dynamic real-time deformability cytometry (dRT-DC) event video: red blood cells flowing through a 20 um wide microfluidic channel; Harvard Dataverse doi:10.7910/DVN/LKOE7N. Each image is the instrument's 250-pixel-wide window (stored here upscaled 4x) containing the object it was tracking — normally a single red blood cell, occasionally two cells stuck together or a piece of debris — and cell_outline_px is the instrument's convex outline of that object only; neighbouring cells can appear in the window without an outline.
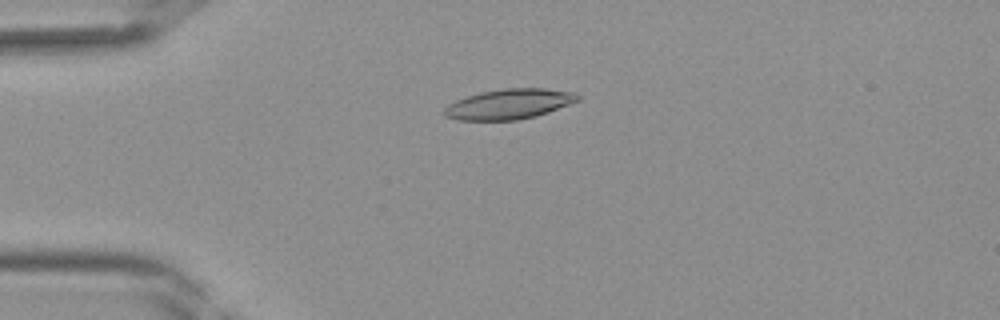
{"species": "Egyptian fruit bat (a non-hibernating species)", "species_latin": "Rousettus aegyptiacus", "temperature_condition": "room temperature", "stored_images_in_passage": 37, "camera_frame_rate_fps": 3000, "um_per_image_px": 0.085, "frame": {"image": 1, "passage_image": 6, "time_ms": 1.667, "image_size_px": [1000, 320], "cell_outline_px": [[580, 100], [548, 112], [536, 116], [516, 120], [456, 120], [444, 116], [444, 108], [448, 104], [456, 100], [480, 92], [504, 88], [544, 88], [576, 92], [580, 96]], "centroid_in_image_um": [43.28, 8.84], "position_along_channel_um": 41.7, "area_um2": 23.52}}
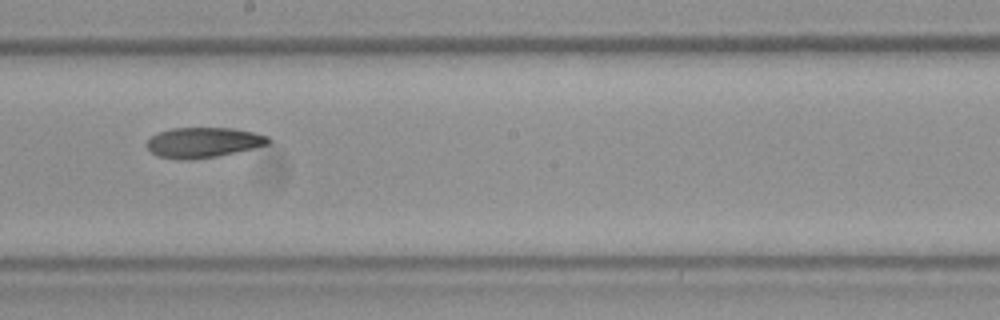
{"frame": {"image": 2, "passage_image": 19, "time_ms": 6.0, "image_size_px": [1000, 320], "cell_outline_px": [[272, 140], [268, 144], [252, 148], [216, 156], [192, 160], [180, 160], [156, 156], [144, 144], [152, 136], [160, 132], [172, 128], [232, 128], [252, 132], [268, 136]], "centroid_in_image_um": [17.25, 12.11], "position_along_channel_um": 231.0, "area_um2": 21.33}}
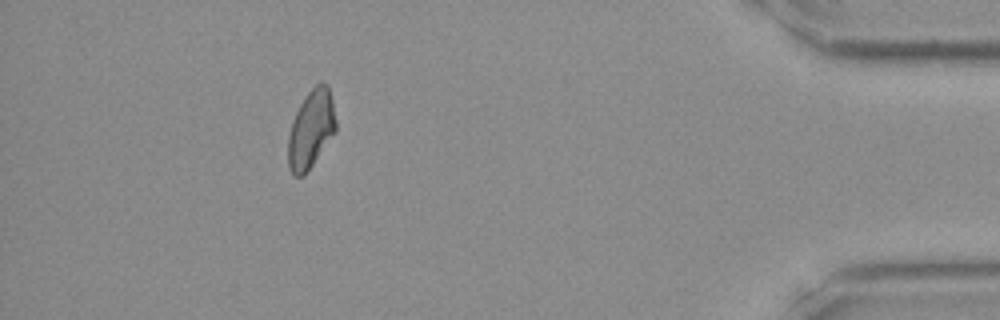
{"frame": {"image": 3, "passage_image": 33, "time_ms": 10.667, "image_size_px": [1000, 320], "cell_outline_px": [[336, 132], [304, 176], [296, 176], [288, 168], [288, 136], [292, 120], [304, 96], [320, 80], [328, 84], [332, 100], [336, 120]], "centroid_in_image_um": [26.44, 10.96], "position_along_channel_um": 408.8, "area_um2": 21.91}}